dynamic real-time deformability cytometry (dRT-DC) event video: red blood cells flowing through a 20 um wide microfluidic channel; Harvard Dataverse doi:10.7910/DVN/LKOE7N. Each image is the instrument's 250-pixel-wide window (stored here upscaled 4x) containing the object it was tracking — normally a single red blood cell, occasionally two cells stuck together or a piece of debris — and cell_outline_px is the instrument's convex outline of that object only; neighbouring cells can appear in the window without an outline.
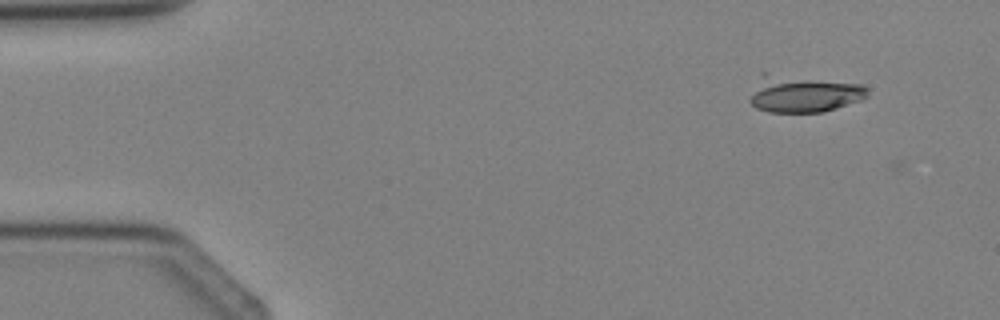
{"species": "Egyptian fruit bat (a non-hibernating species)", "species_latin": "Rousettus aegyptiacus", "temperature_condition": "cold", "stored_images_in_passage": 3, "camera_frame_rate_fps": 3000, "um_per_image_px": 0.085, "animal": {"sex": "female"}, "frame": {"image": 1, "passage_image": 3, "time_ms": 3.333, "image_size_px": [1000, 320], "cell_outline_px": [[868, 96], [864, 100], [824, 112], [768, 112], [756, 108], [748, 100], [760, 72], [764, 72], [860, 84], [868, 88]], "centroid_in_image_um": [68.27, 7.97], "position_along_channel_um": 16.7, "area_um2": 25.72}}